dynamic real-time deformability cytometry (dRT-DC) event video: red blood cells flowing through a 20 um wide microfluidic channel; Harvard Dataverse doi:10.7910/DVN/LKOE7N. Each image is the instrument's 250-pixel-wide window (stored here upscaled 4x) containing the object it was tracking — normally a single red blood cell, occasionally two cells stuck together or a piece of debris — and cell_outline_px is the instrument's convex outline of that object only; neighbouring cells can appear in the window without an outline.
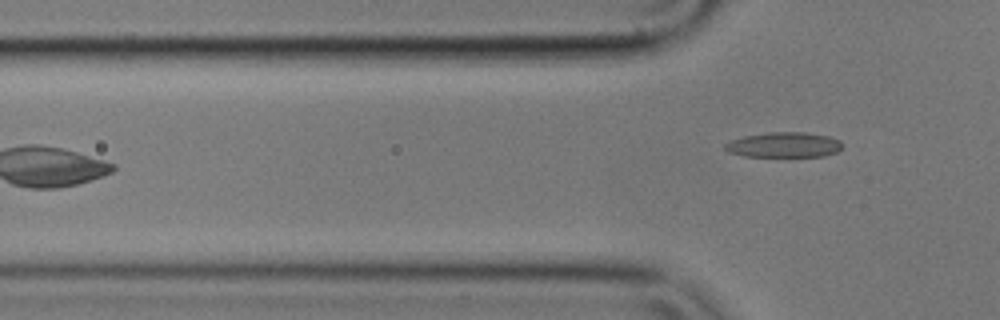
{"species": "common noctule bat (a hibernating species)", "species_latin": "Nyctalus noctula", "temperature_condition": "cold", "stored_images_in_passage": 2, "camera_frame_rate_fps": 3000, "um_per_image_px": 0.085, "animal": {"sex": "male", "body_mass_g": 17.9}, "frame": {"image": 1, "passage_image": 2, "time_ms": 0.333, "image_size_px": [1000, 320], "cell_outline_px": [[844, 144], [836, 152], [824, 156], [744, 156], [728, 152], [724, 148], [724, 144], [732, 140], [744, 136], [768, 132], [804, 132], [828, 136], [840, 140]], "centroid_in_image_um": [66.64, 12.31], "position_along_channel_um": 59.2, "area_um2": 17.17}}